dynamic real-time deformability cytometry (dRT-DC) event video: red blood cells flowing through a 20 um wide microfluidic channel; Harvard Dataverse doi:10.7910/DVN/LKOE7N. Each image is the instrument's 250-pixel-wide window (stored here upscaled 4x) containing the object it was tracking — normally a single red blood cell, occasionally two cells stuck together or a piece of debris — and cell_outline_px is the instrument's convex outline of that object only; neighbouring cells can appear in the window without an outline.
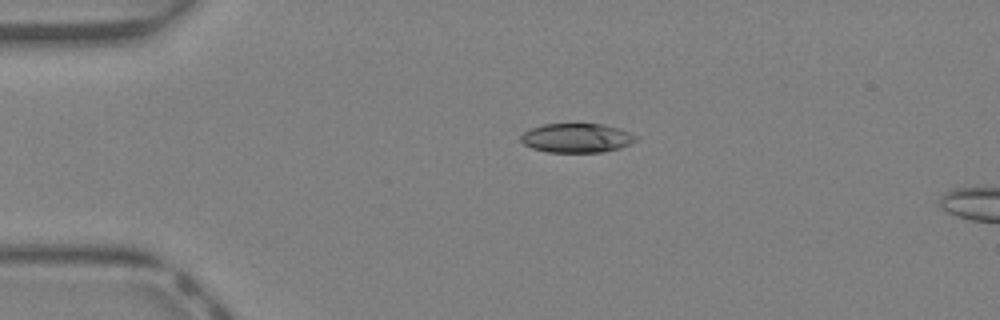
{"species": "Egyptian fruit bat (a non-hibernating species)", "species_latin": "Rousettus aegyptiacus", "temperature_condition": "warm", "stored_images_in_passage": 5, "camera_frame_rate_fps": 3000, "um_per_image_px": 0.085, "animal": {"sex": "female"}, "frame": {"image": 1, "passage_image": 1, "time_ms": 0.0, "image_size_px": [1000, 320], "cell_outline_px": [[640, 136], [636, 140], [620, 148], [604, 152], [548, 152], [532, 148], [524, 144], [520, 140], [520, 136], [524, 132], [532, 128], [544, 124], [604, 124], [620, 128]], "centroid_in_image_um": [49.05, 11.72], "position_along_channel_um": 35.9, "area_um2": 19.65}}